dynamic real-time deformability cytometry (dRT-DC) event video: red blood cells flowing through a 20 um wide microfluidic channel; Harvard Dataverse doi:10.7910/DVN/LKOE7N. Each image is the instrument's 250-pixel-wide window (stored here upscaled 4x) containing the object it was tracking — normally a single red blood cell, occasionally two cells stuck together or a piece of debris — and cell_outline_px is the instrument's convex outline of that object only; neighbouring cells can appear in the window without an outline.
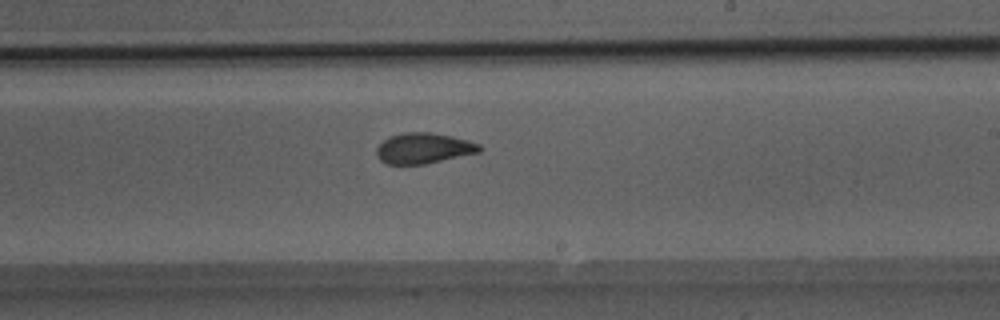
{"species": "Egyptian fruit bat (a non-hibernating species)", "species_latin": "Rousettus aegyptiacus", "temperature_condition": "room temperature", "stored_images_in_passage": 36, "camera_frame_rate_fps": 3000, "um_per_image_px": 0.085, "animal": {"sex": "male"}, "frame": {"image": 1, "passage_image": 16, "time_ms": 5.0, "image_size_px": [1000, 320], "cell_outline_px": [[484, 148], [480, 152], [424, 164], [384, 164], [376, 156], [376, 148], [388, 136], [404, 132], [428, 132], [452, 136], [468, 140], [480, 144]], "centroid_in_image_um": [36.0, 12.6], "position_along_channel_um": 253.0, "area_um2": 18.5}}
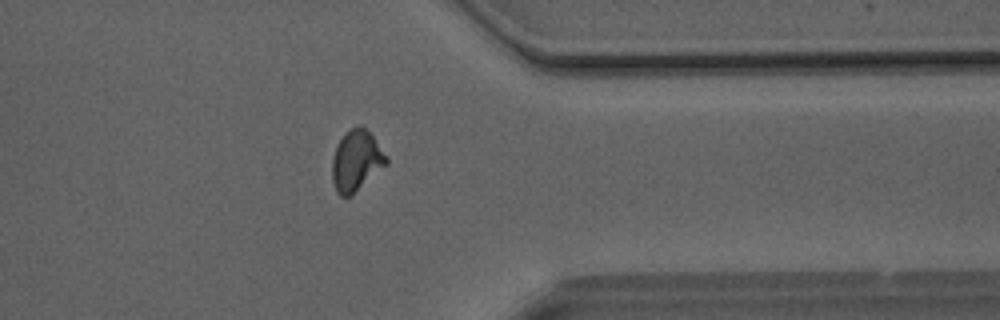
{"frame": {"image": 2, "passage_image": 26, "time_ms": 8.333, "image_size_px": [1000, 320], "cell_outline_px": [[388, 164], [348, 196], [340, 196], [336, 192], [332, 180], [332, 160], [336, 148], [340, 140], [352, 128], [364, 128], [372, 136], [388, 156]], "centroid_in_image_um": [30.29, 13.69], "position_along_channel_um": 381.1, "area_um2": 18.5}}
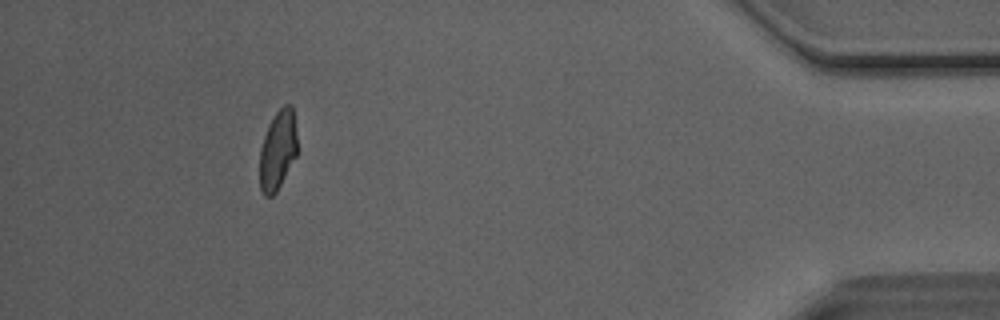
{"frame": {"image": 3, "passage_image": 32, "time_ms": 10.333, "image_size_px": [1000, 320], "cell_outline_px": [[296, 156], [276, 192], [272, 196], [264, 196], [260, 188], [260, 148], [268, 124], [276, 112], [284, 104], [292, 104], [296, 136]], "centroid_in_image_um": [23.59, 12.75], "position_along_channel_um": 411.6, "area_um2": 17.22}, "authors_computed_cell_mechanics": {"area_um2": 18.496, "velocity_mm_per_s": 4.086, "shape_relaxation_time_tau1_ms": 7.0058, "shape_relaxation_time_tau2_ms": 1.1543, "deformation_change_tau1": 0.1725, "deformation_change_tau2": 0.0754}}